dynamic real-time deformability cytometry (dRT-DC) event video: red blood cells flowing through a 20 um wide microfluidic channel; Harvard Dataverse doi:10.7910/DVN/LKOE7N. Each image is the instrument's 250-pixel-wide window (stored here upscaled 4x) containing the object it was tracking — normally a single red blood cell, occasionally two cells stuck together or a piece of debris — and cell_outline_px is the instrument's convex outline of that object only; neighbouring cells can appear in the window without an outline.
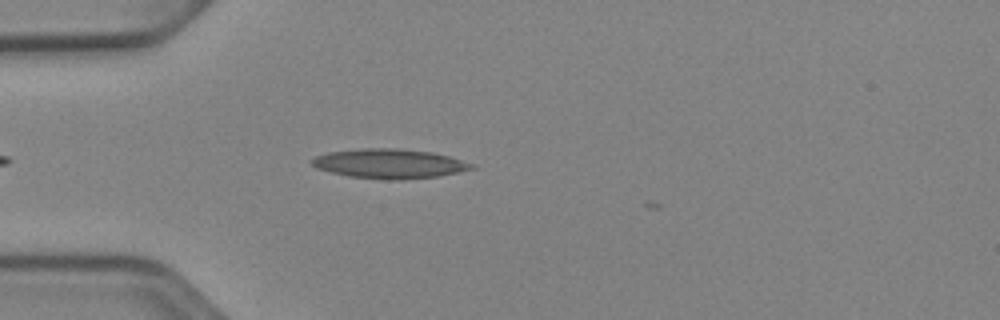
{"species": "Egyptian fruit bat (a non-hibernating species)", "species_latin": "Rousettus aegyptiacus", "temperature_condition": "cold", "stored_images_in_passage": 30, "camera_frame_rate_fps": 3000, "um_per_image_px": 0.085, "animal": {"sex": "female"}, "frame": {"image": 1, "passage_image": 2, "time_ms": 0.333, "image_size_px": [1000, 320], "cell_outline_px": [[476, 168], [436, 176], [400, 180], [388, 180], [348, 176], [316, 168], [312, 164], [312, 160], [316, 156], [328, 152], [364, 148], [400, 148], [432, 152], [448, 156], [476, 164]], "centroid_in_image_um": [33.11, 13.9], "position_along_channel_um": 51.9, "area_um2": 27.34}}
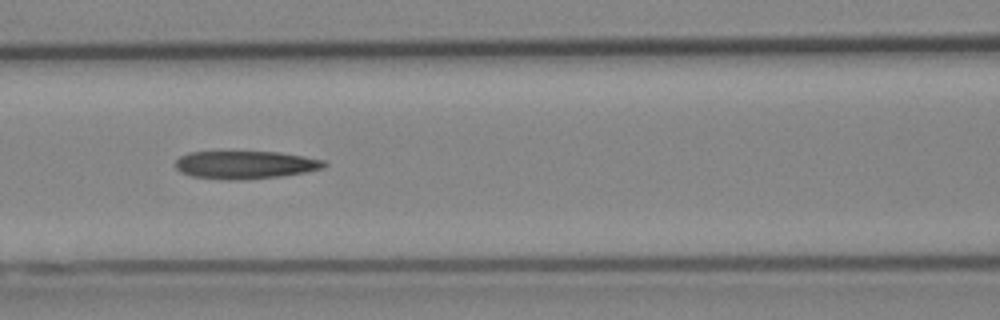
{"frame": {"image": 2, "passage_image": 10, "time_ms": 3.0, "image_size_px": [1000, 320], "cell_outline_px": [[328, 164], [324, 168], [304, 172], [280, 176], [236, 180], [228, 180], [192, 176], [180, 172], [176, 168], [176, 160], [180, 156], [188, 152], [280, 152], [304, 156], [324, 160]], "centroid_in_image_um": [20.85, 14.0], "position_along_channel_um": 145.7, "area_um2": 24.1}}
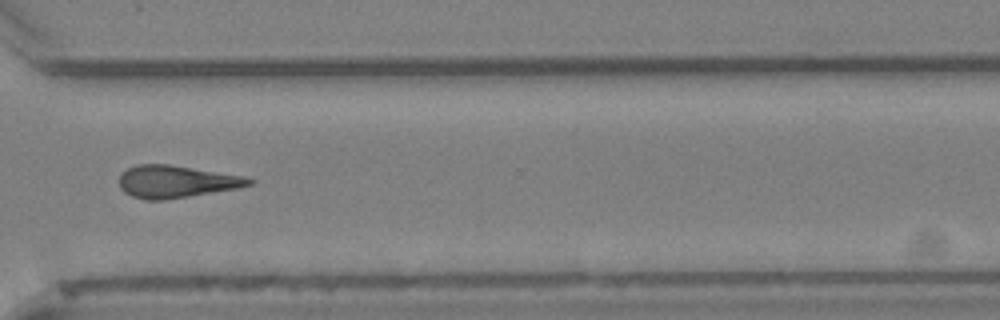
{"frame": {"image": 3, "passage_image": 26, "time_ms": 8.333, "image_size_px": [1000, 320], "cell_outline_px": [[256, 180], [252, 184], [236, 188], [164, 200], [144, 200], [132, 196], [124, 192], [120, 188], [120, 172], [136, 164], [168, 164], [240, 176]], "centroid_in_image_um": [14.9, 15.44], "position_along_channel_um": 355.7, "area_um2": 24.1}}